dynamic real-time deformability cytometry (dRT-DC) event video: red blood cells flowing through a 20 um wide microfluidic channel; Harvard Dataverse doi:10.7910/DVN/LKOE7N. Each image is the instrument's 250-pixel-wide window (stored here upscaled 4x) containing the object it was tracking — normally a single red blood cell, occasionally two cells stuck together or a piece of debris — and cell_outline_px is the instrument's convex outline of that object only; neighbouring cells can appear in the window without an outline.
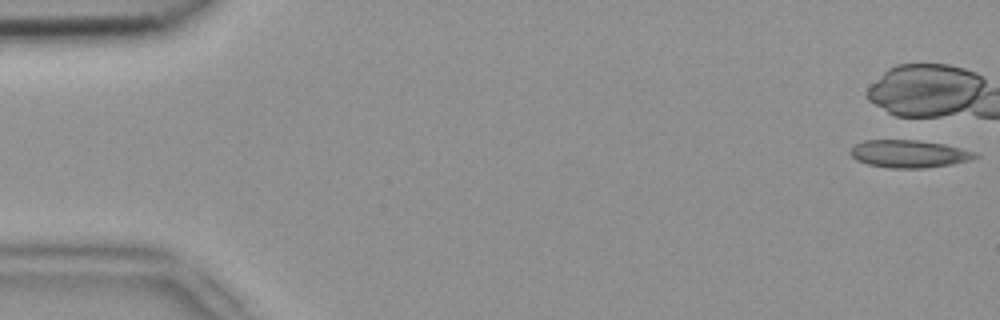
{"species": "common noctule bat (a hibernating species)", "species_latin": "Nyctalus noctula", "temperature_condition": "room temperature", "stored_images_in_passage": 1, "camera_frame_rate_fps": 3000, "um_per_image_px": 0.085, "animal": {"sex": "female", "body_mass_g": 18.4}, "frame": {"image": 1, "passage_image": 1, "time_ms": 0.0, "image_size_px": [1000, 320], "cell_outline_px": [[980, 156], [968, 160], [952, 164], [924, 168], [888, 168], [868, 164], [856, 160], [848, 152], [856, 144], [864, 140], [920, 140], [944, 144], [976, 152]], "centroid_in_image_um": [77.26, 13.07], "position_along_channel_um": 7.7, "area_um2": 20.06}}